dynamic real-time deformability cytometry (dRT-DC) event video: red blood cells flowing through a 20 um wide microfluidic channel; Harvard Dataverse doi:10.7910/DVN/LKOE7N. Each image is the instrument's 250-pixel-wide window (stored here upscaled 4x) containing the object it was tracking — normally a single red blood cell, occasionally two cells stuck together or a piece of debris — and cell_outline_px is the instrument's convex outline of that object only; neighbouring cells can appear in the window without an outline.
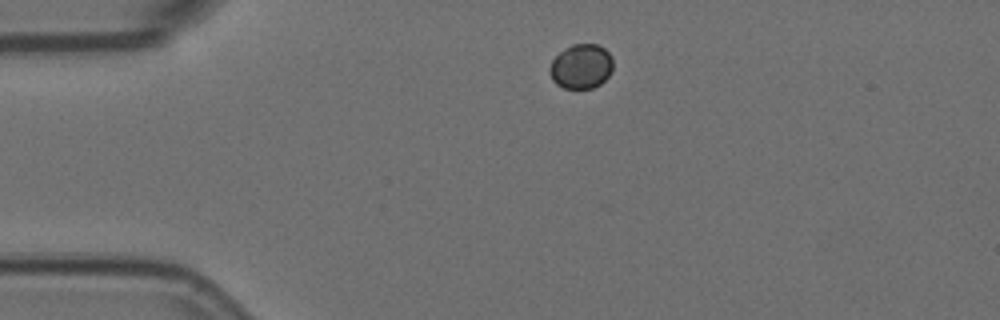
{"species": "Egyptian fruit bat (a non-hibernating species)", "species_latin": "Rousettus aegyptiacus", "temperature_condition": "room temperature", "stored_images_in_passage": 2, "camera_frame_rate_fps": 3000, "um_per_image_px": 0.085, "animal": {"sex": "female"}, "frame": {"image": 1, "passage_image": 1, "time_ms": 0.0, "image_size_px": [1000, 320], "cell_outline_px": [[612, 72], [600, 84], [592, 88], [564, 88], [556, 84], [552, 80], [548, 72], [548, 68], [552, 60], [564, 48], [572, 44], [596, 44], [604, 48], [612, 56]], "centroid_in_image_um": [49.38, 5.64], "position_along_channel_um": 35.6, "area_um2": 16.59}}